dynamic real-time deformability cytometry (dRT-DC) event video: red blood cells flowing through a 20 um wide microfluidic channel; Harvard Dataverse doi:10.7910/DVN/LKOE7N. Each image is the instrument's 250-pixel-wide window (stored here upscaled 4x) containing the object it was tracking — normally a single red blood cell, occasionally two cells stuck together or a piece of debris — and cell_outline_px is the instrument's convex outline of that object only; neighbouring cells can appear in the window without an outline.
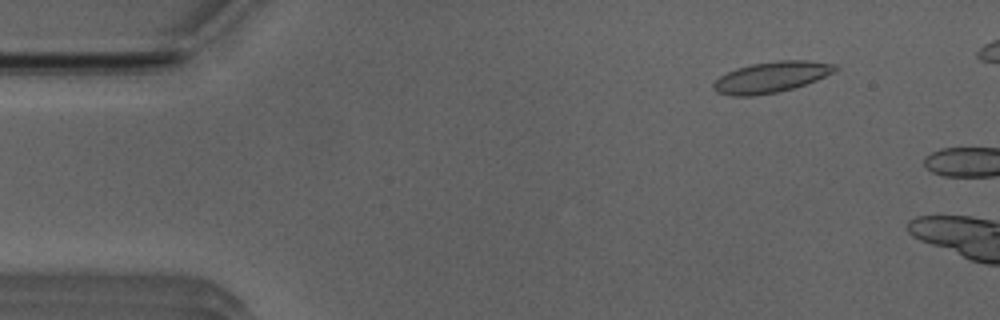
{"species": "Egyptian fruit bat (a non-hibernating species)", "species_latin": "Rousettus aegyptiacus", "temperature_condition": "room temperature", "stored_images_in_passage": 10, "camera_frame_rate_fps": 3000, "um_per_image_px": 0.085, "animal": {"sex": "male"}, "frame": {"image": 1, "passage_image": 6, "time_ms": 1.667, "image_size_px": [1000, 320], "cell_outline_px": [[840, 68], [816, 80], [792, 88], [776, 92], [752, 96], [732, 96], [716, 92], [712, 88], [712, 84], [720, 76], [736, 68], [752, 64], [780, 60], [808, 60], [836, 64]], "centroid_in_image_um": [65.54, 6.55], "position_along_channel_um": 19.5, "area_um2": 21.73}}